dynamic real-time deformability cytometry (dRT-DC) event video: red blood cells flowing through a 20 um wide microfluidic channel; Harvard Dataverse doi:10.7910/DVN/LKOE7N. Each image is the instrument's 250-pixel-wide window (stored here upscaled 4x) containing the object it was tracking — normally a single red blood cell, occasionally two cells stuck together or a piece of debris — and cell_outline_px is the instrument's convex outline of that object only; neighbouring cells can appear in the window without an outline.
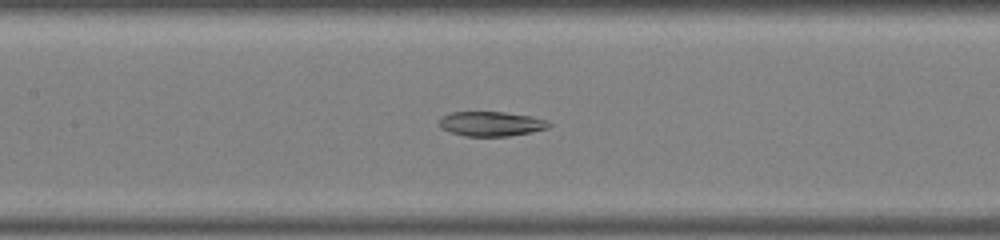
{"species": "common noctule bat (a hibernating species)", "species_latin": "Nyctalus noctula", "temperature_condition": "warm", "stored_images_in_passage": 48, "segment_of_instrument_passage": [2, 2], "camera_frame_rate_fps": 3000, "um_per_image_px": 0.085, "animal": {"sex": "male", "body_mass_g": 19.0, "forearm_length_mm": 50.8}, "frame": {"image": 1, "passage_image": 23, "time_ms": 7.333, "image_size_px": [1000, 240], "cell_outline_px": [[552, 124], [548, 128], [532, 132], [508, 136], [464, 136], [448, 132], [440, 128], [440, 120], [444, 116], [452, 112], [504, 112], [532, 116], [548, 120]], "centroid_in_image_um": [41.78, 10.53], "position_along_channel_um": 165.6, "area_um2": 15.84}}
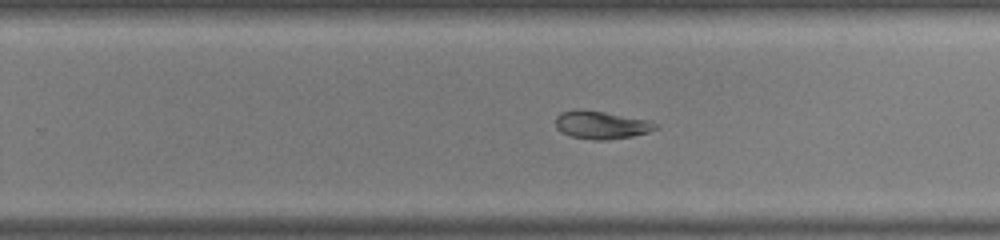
{"frame": {"image": 2, "passage_image": 31, "time_ms": 10.0, "image_size_px": [1000, 240], "cell_outline_px": [[660, 128], [648, 132], [632, 136], [608, 140], [592, 140], [568, 136], [560, 132], [556, 128], [556, 116], [560, 112], [576, 108], [604, 112], [648, 120], [660, 124]], "centroid_in_image_um": [51.09, 10.62], "position_along_channel_um": 278.7, "area_um2": 16.59}}
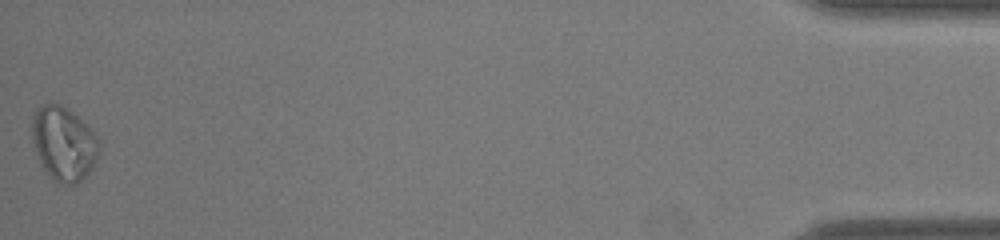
{"frame": {"image": 3, "passage_image": 48, "time_ms": 15.667, "image_size_px": [1000, 240], "cell_outline_px": [[100, 148], [96, 160], [88, 172], [76, 184], [56, 184], [52, 180], [40, 164], [32, 140], [32, 116], [36, 108], [40, 104], [48, 100], [60, 104], [92, 128], [100, 144]], "centroid_in_image_um": [5.38, 12.18], "position_along_channel_um": 429.8, "area_um2": 29.3}}